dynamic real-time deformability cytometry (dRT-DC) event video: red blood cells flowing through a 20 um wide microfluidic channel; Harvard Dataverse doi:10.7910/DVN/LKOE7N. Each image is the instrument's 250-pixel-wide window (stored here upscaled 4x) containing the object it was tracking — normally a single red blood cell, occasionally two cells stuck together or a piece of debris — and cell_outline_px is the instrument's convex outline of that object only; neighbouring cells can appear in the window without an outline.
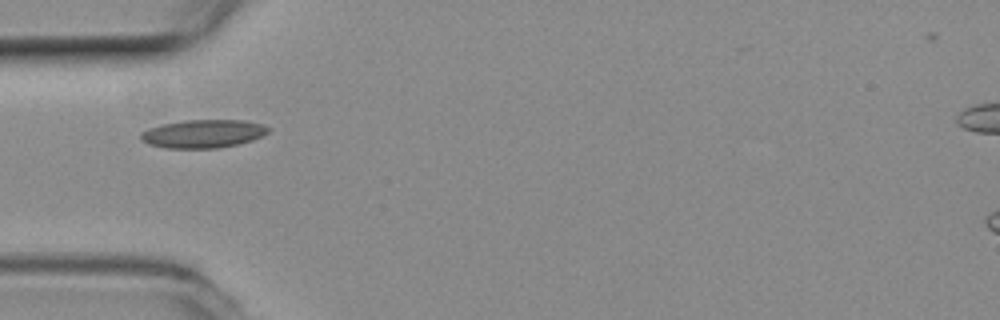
{"species": "common noctule bat (a hibernating species)", "species_latin": "Nyctalus noctula", "temperature_condition": "room temperature", "stored_images_in_passage": 12, "camera_frame_rate_fps": 3000, "um_per_image_px": 0.085, "animal": {"sex": "female", "body_mass_g": 19.3, "forearm_length_mm": 54.1}, "frame": {"image": 1, "passage_image": 1, "time_ms": 0.0, "image_size_px": [1000, 320], "cell_outline_px": [[272, 128], [268, 132], [252, 140], [236, 144], [216, 148], [164, 148], [148, 144], [140, 140], [140, 132], [148, 128], [164, 124], [184, 120], [244, 120], [264, 124]], "centroid_in_image_um": [17.25, 11.36], "position_along_channel_um": 67.7, "area_um2": 21.04}}
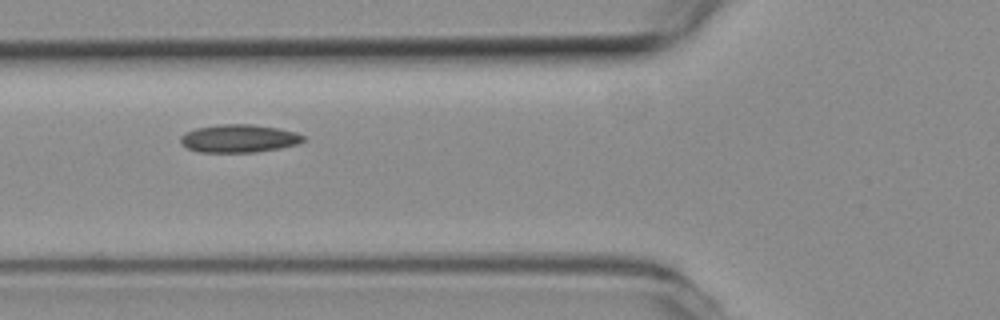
{"frame": {"image": 2, "passage_image": 4, "time_ms": 1.0, "image_size_px": [1000, 320], "cell_outline_px": [[304, 140], [296, 144], [280, 148], [256, 152], [200, 152], [188, 148], [180, 140], [180, 136], [184, 132], [196, 128], [220, 124], [252, 124], [276, 128], [296, 132], [304, 136]], "centroid_in_image_um": [20.29, 11.76], "position_along_channel_um": 105.5, "area_um2": 19.88}}
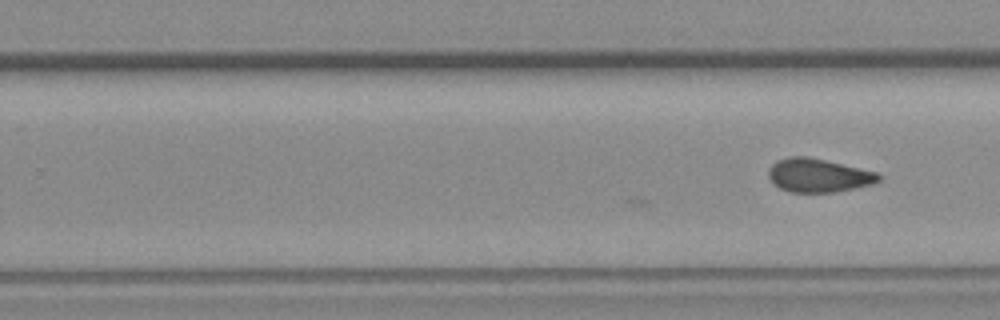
{"frame": {"image": 3, "passage_image": 12, "time_ms": 3.667, "image_size_px": [1000, 320], "cell_outline_px": [[884, 176], [880, 180], [872, 184], [836, 192], [792, 192], [780, 188], [768, 176], [768, 168], [776, 160], [788, 156], [808, 156], [876, 172]], "centroid_in_image_um": [69.56, 14.9], "position_along_channel_um": 260.2, "area_um2": 21.5}}